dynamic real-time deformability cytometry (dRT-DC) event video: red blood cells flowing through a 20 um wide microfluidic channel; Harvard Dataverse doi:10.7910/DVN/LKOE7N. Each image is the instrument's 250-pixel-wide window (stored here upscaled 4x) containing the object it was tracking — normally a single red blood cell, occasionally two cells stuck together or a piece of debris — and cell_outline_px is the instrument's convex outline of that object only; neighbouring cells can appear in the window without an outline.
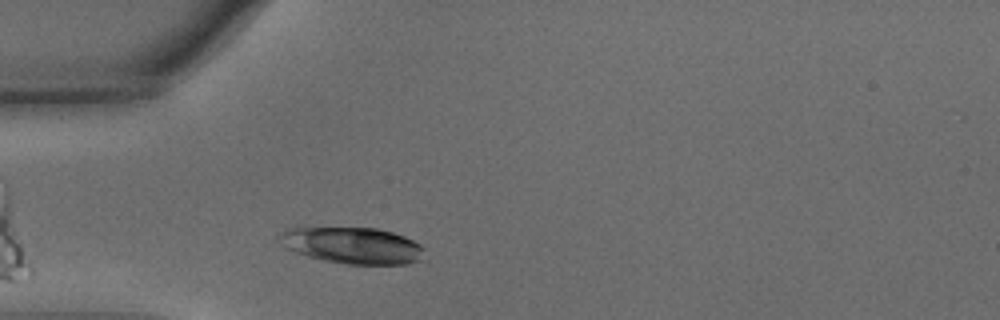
{"species": "common noctule bat (a hibernating species)", "species_latin": "Nyctalus noctula", "temperature_condition": "warm", "stored_images_in_passage": 19, "camera_frame_rate_fps": 3000, "um_per_image_px": 0.085, "animal": {"sex": "male", "body_mass_g": 15.6}, "frame": {"image": 1, "passage_image": 4, "time_ms": 1.0, "image_size_px": [1000, 320], "cell_outline_px": [[424, 248], [420, 260], [408, 264], [348, 264], [324, 260], [308, 256], [296, 252], [280, 244], [276, 236], [276, 232], [288, 228], [376, 228], [392, 232], [404, 236], [420, 244]], "centroid_in_image_um": [29.91, 20.85], "position_along_channel_um": 55.1, "area_um2": 30.75}}